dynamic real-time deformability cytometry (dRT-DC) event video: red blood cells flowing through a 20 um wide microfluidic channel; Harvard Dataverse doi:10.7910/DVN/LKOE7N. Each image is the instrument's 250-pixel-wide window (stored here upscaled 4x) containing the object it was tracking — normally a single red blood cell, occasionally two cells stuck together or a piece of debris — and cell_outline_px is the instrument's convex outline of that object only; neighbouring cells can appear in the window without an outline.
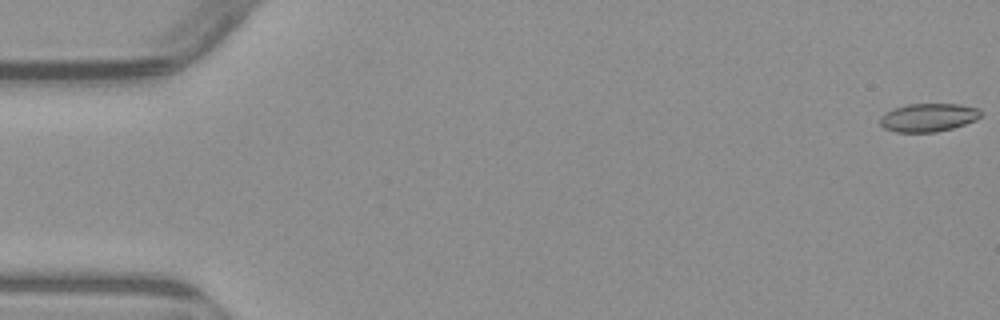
{"species": "common noctule bat (a hibernating species)", "species_latin": "Nyctalus noctula", "temperature_condition": "warm", "stored_images_in_passage": 5, "camera_frame_rate_fps": 3000, "um_per_image_px": 0.085, "animal": {"sex": "male", "body_mass_g": 23.1, "forearm_length_mm": 52.7}, "frame": {"image": 1, "passage_image": 1, "time_ms": 0.0, "image_size_px": [1000, 320], "cell_outline_px": [[980, 116], [976, 120], [952, 128], [936, 132], [896, 132], [884, 128], [880, 124], [880, 116], [896, 108], [908, 104], [960, 104], [980, 108]], "centroid_in_image_um": [78.92, 9.99], "position_along_channel_um": 6.1, "area_um2": 16.47}}
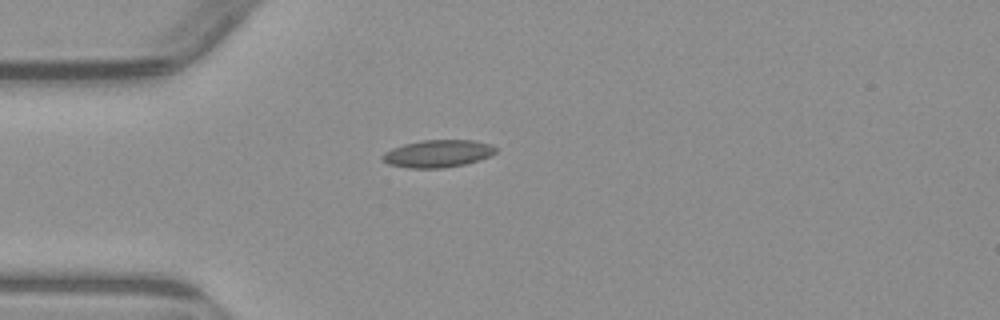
{"frame": {"image": 2, "passage_image": 5, "time_ms": 4.667, "image_size_px": [1000, 320], "cell_outline_px": [[496, 152], [492, 156], [480, 160], [464, 164], [444, 168], [408, 168], [388, 164], [380, 160], [380, 156], [384, 152], [392, 148], [404, 144], [420, 140], [476, 140], [492, 144], [496, 148]], "centroid_in_image_um": [37.21, 13.05], "position_along_channel_um": 47.8, "area_um2": 18.44}}